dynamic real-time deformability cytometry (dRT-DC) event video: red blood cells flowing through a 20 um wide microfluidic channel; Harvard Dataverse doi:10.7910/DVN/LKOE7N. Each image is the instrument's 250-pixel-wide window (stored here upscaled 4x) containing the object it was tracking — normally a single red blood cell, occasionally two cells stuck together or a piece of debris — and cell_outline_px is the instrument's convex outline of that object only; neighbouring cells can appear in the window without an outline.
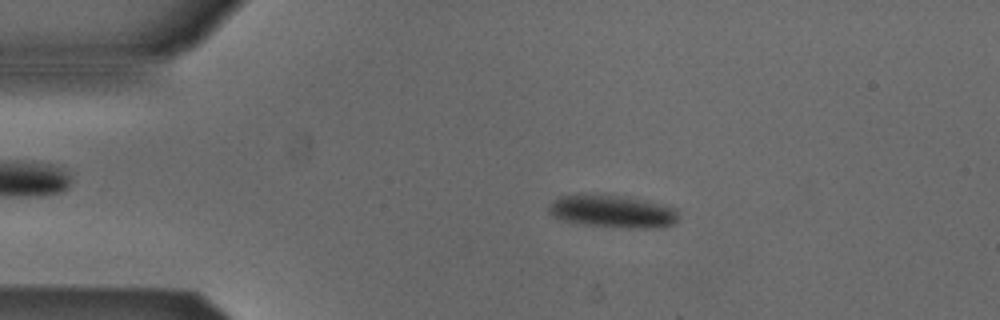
{"species": "Egyptian fruit bat (a non-hibernating species)", "species_latin": "Rousettus aegyptiacus", "temperature_condition": "cold", "stored_images_in_passage": 52, "camera_frame_rate_fps": 3000, "um_per_image_px": 0.085, "animal": {"sex": "male"}, "frame": {"image": 1, "passage_image": 10, "time_ms": 3.0, "image_size_px": [1000, 320], "cell_outline_px": [[676, 220], [672, 224], [660, 228], [628, 228], [584, 224], [560, 220], [552, 216], [548, 212], [548, 204], [552, 200], [560, 196], [580, 192], [624, 196], [664, 204], [676, 208]], "centroid_in_image_um": [51.98, 17.94], "position_along_channel_um": 33.0, "area_um2": 25.2}}
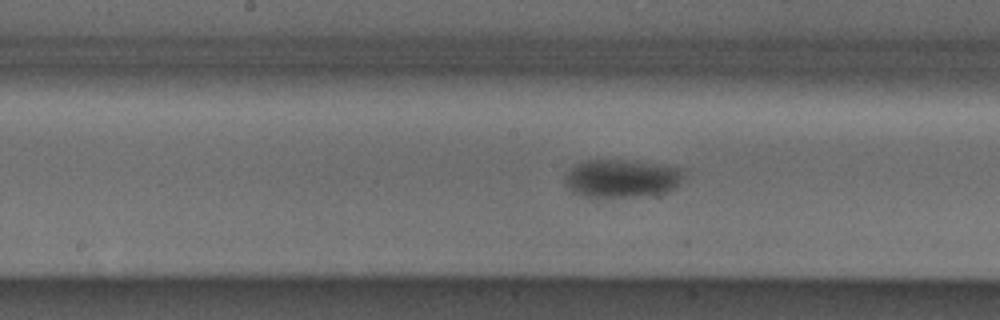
{"frame": {"image": 2, "passage_image": 26, "time_ms": 8.333, "image_size_px": [1000, 320], "cell_outline_px": [[680, 180], [676, 188], [668, 192], [648, 196], [588, 196], [572, 192], [564, 184], [564, 176], [568, 168], [584, 160], [620, 160], [652, 164], [680, 168]], "centroid_in_image_um": [52.76, 15.17], "position_along_channel_um": 195.4, "area_um2": 26.01}}
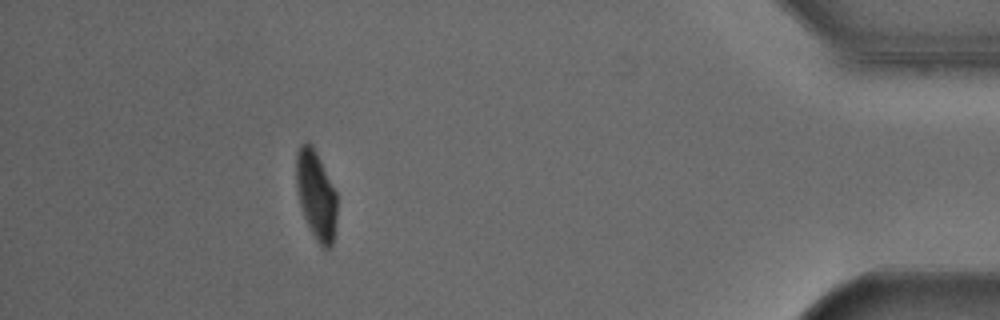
{"frame": {"image": 3, "passage_image": 47, "time_ms": 15.333, "image_size_px": [1000, 320], "cell_outline_px": [[336, 220], [332, 248], [324, 248], [316, 240], [304, 216], [300, 204], [296, 188], [296, 152], [300, 144], [304, 140], [308, 140], [312, 144], [336, 192]], "centroid_in_image_um": [26.85, 16.53], "position_along_channel_um": 408.4, "area_um2": 21.04}, "authors_computed_cell_mechanics": {"area_um2": 24.4783, "velocity_mm_per_s": 3.8689, "shape_relaxation_time_tau1_ms": 2.6818, "shape_relaxation_time_tau2_ms": null, "deformation_change_tau1": 0.0779, "deformation_change_tau2": null}}